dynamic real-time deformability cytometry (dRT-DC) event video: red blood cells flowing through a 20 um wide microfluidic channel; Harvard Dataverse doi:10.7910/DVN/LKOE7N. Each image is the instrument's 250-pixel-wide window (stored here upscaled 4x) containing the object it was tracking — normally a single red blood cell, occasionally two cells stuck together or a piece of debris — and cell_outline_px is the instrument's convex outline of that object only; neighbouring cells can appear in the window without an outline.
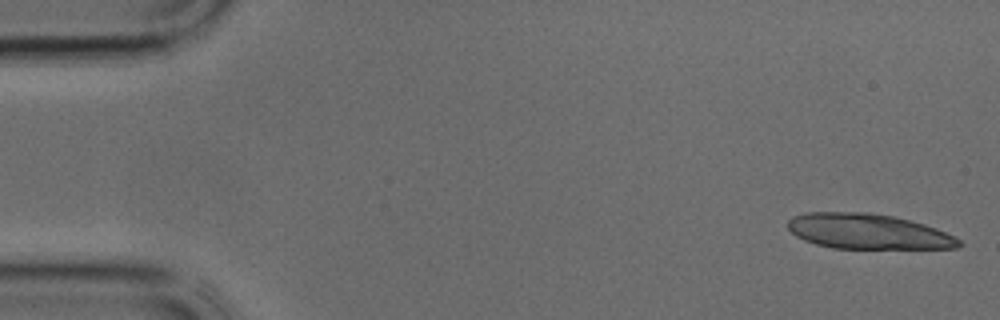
{"species": "common noctule bat (a hibernating species)", "species_latin": "Nyctalus noctula", "temperature_condition": "cold", "stored_images_in_passage": 36, "segment_of_instrument_passage": [1, 2], "camera_frame_rate_fps": 3000, "um_per_image_px": 0.085, "animal": {"sex": "male", "body_mass_g": 17.9, "forearm_length_mm": 54.2}, "frame": {"image": 1, "passage_image": 1, "time_ms": 0.0, "image_size_px": [1000, 320], "cell_outline_px": [[964, 244], [956, 248], [832, 248], [816, 244], [804, 240], [796, 236], [788, 228], [788, 220], [792, 216], [804, 212], [868, 212], [892, 216], [924, 224], [936, 228], [960, 240]], "centroid_in_image_um": [73.74, 19.67], "position_along_channel_um": 11.3, "area_um2": 34.97}}